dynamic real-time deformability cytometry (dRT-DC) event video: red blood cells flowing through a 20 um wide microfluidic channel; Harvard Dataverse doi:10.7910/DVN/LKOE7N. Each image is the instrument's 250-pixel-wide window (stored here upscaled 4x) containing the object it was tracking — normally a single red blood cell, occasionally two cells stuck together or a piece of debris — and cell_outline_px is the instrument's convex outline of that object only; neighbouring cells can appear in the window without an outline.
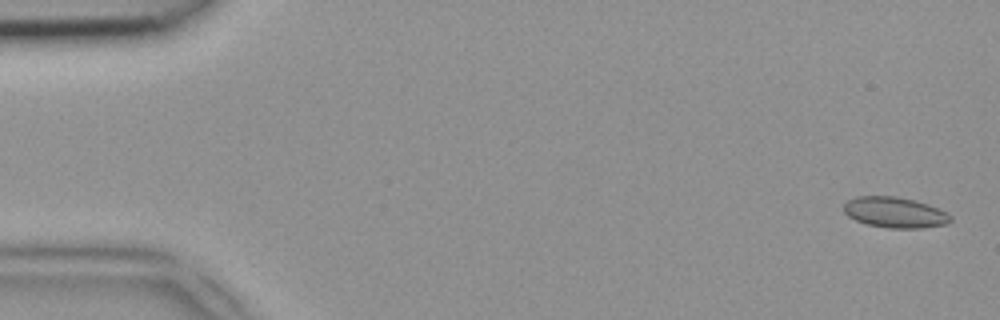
{"species": "common noctule bat (a hibernating species)", "species_latin": "Nyctalus noctula", "temperature_condition": "room temperature", "stored_images_in_passage": 8, "camera_frame_rate_fps": 3000, "um_per_image_px": 0.085, "animal": {"sex": "female", "body_mass_g": 18.4}, "frame": {"image": 1, "passage_image": 2, "time_ms": 0.333, "image_size_px": [1000, 320], "cell_outline_px": [[952, 220], [948, 224], [920, 228], [888, 228], [868, 224], [856, 220], [848, 216], [844, 212], [844, 204], [848, 200], [856, 196], [896, 196], [916, 200], [928, 204], [948, 212], [952, 216]], "centroid_in_image_um": [76.1, 18.05], "position_along_channel_um": 8.9, "area_um2": 19.25}}